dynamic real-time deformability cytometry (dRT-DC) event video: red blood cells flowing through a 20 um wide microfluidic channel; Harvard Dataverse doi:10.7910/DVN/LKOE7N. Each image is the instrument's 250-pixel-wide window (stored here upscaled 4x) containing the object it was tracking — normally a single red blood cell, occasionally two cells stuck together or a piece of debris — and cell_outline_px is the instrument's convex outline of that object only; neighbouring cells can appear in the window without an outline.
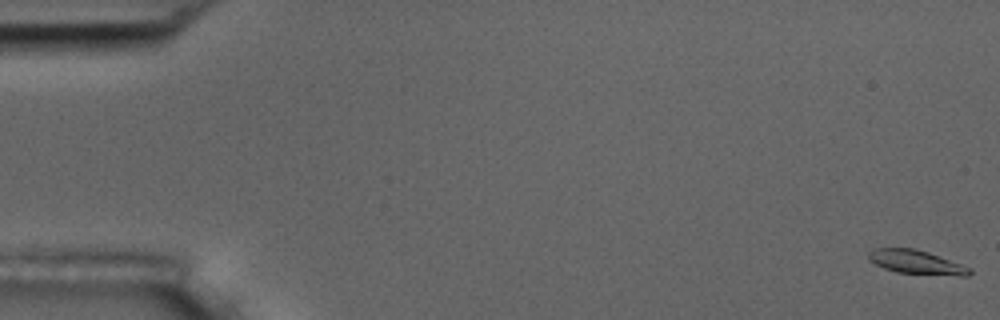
{"species": "common noctule bat (a hibernating species)", "species_latin": "Nyctalus noctula", "temperature_condition": "room temperature", "stored_images_in_passage": 55, "camera_frame_rate_fps": 3000, "um_per_image_px": 0.085, "animal": {"sex": "male", "body_mass_g": 17.5, "forearm_length_mm": 52.3}, "frame": {"image": 1, "passage_image": 1, "time_ms": 0.0, "image_size_px": [1000, 320], "cell_outline_px": [[972, 272], [968, 276], [960, 276], [896, 272], [884, 268], [868, 260], [868, 252], [876, 248], [916, 248], [928, 252], [972, 268]], "centroid_in_image_um": [77.9, 22.28], "position_along_channel_um": 7.1, "area_um2": 14.05}}
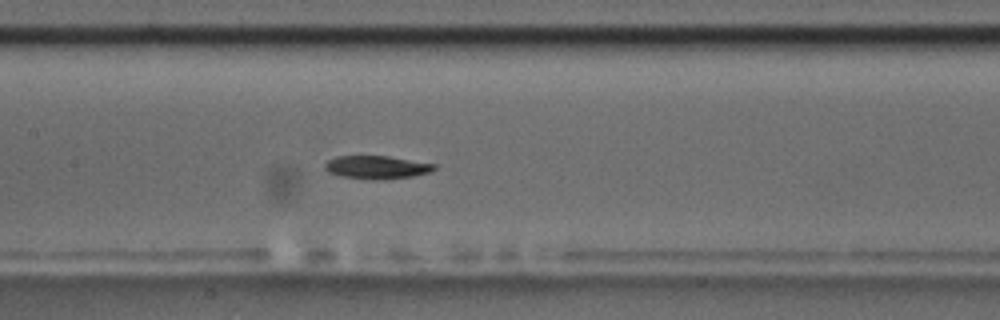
{"frame": {"image": 2, "passage_image": 27, "time_ms": 8.667, "image_size_px": [1000, 320], "cell_outline_px": [[436, 168], [428, 172], [416, 176], [384, 180], [376, 180], [340, 176], [328, 172], [324, 168], [324, 164], [328, 160], [336, 156], [388, 156], [436, 164]], "centroid_in_image_um": [32.01, 14.22], "position_along_channel_um": 175.4, "area_um2": 14.85}}
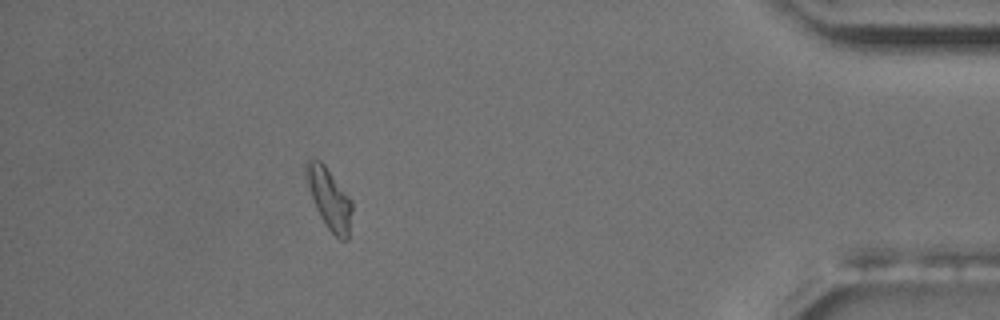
{"frame": {"image": 3, "passage_image": 50, "time_ms": 16.333, "image_size_px": [1000, 320], "cell_outline_px": [[352, 212], [348, 240], [340, 240], [328, 228], [320, 216], [312, 200], [304, 176], [304, 164], [308, 160], [320, 160], [324, 164], [352, 200]], "centroid_in_image_um": [27.97, 16.87], "position_along_channel_um": 407.2, "area_um2": 16.36}, "authors_computed_cell_mechanics": {"area_um2": 14.7968, "velocity_mm_per_s": 3.6825, "shape_relaxation_time_tau1_ms": 4.3762, "shape_relaxation_time_tau2_ms": 3.0469, "deformation_change_tau1": 0.1568, "deformation_change_tau2": 0.0956}}